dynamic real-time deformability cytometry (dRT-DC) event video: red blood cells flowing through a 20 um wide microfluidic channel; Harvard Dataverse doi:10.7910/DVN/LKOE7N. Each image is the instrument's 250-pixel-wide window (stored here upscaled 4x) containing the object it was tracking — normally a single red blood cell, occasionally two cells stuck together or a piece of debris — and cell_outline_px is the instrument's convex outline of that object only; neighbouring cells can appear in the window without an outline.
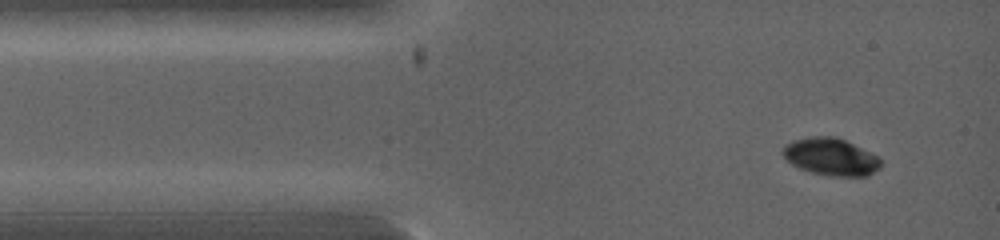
{"species": "common noctule bat (a hibernating species)", "species_latin": "Nyctalus noctula", "temperature_condition": "warm", "stored_images_in_passage": 3, "camera_frame_rate_fps": 5000, "um_per_image_px": 0.085, "animal": {"sex": "female", "body_mass_g": 19.0, "forearm_length_mm": 53.3}, "frame": {"image": 1, "passage_image": 1, "time_ms": 0.0, "image_size_px": [1000, 240], "cell_outline_px": [[880, 168], [868, 176], [828, 176], [812, 172], [800, 168], [792, 164], [780, 152], [784, 144], [796, 140], [812, 136], [836, 136], [876, 156], [880, 160]], "centroid_in_image_um": [70.59, 13.33], "position_along_channel_um": 14.4, "area_um2": 21.04}}
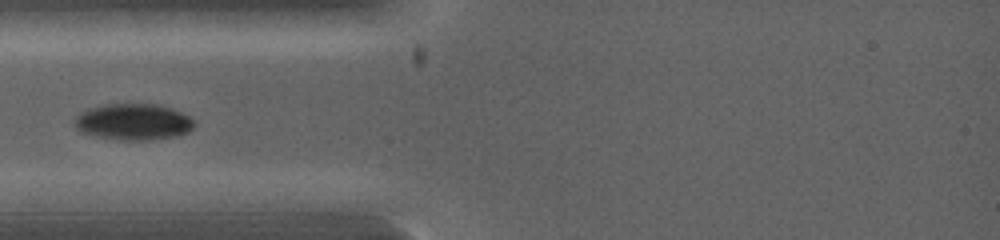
{"frame": {"image": 2, "passage_image": 3, "time_ms": 1.8, "image_size_px": [1000, 240], "cell_outline_px": [[196, 124], [188, 132], [176, 136], [148, 140], [120, 140], [80, 132], [76, 128], [76, 116], [80, 112], [88, 108], [100, 104], [160, 104], [172, 108], [188, 116]], "centroid_in_image_um": [11.34, 10.34], "position_along_channel_um": 73.7, "area_um2": 25.32}}